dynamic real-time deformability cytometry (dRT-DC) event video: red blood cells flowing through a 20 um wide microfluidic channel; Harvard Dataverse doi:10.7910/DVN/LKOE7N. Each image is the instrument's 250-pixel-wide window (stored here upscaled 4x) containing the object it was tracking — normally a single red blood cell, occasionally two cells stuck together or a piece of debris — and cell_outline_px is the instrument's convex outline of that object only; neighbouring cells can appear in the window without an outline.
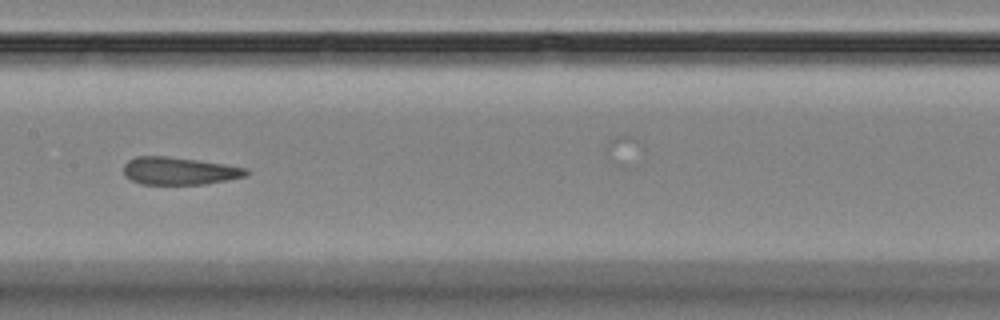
{"species": "Egyptian fruit bat (a non-hibernating species)", "species_latin": "Rousettus aegyptiacus", "temperature_condition": "room temperature", "stored_images_in_passage": 7, "camera_frame_rate_fps": 3000, "um_per_image_px": 0.085, "animal": {"sex": "female"}, "frame": {"image": 1, "passage_image": 5, "time_ms": 4.667, "image_size_px": [1000, 320], "cell_outline_px": [[248, 176], [228, 180], [204, 184], [140, 184], [124, 176], [124, 164], [128, 160], [136, 156], [168, 156], [224, 164], [248, 168]], "centroid_in_image_um": [15.23, 14.53], "position_along_channel_um": 192.2, "area_um2": 19.77}}
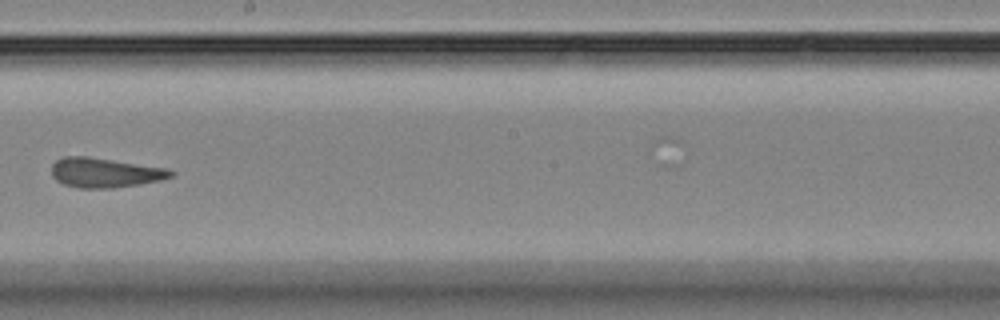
{"frame": {"image": 2, "passage_image": 6, "time_ms": 6.0, "image_size_px": [1000, 320], "cell_outline_px": [[176, 172], [172, 176], [160, 180], [140, 184], [116, 188], [76, 188], [64, 184], [56, 180], [52, 176], [52, 164], [56, 160], [64, 156], [88, 156], [168, 168]], "centroid_in_image_um": [8.92, 14.67], "position_along_channel_um": 239.3, "area_um2": 20.81}}
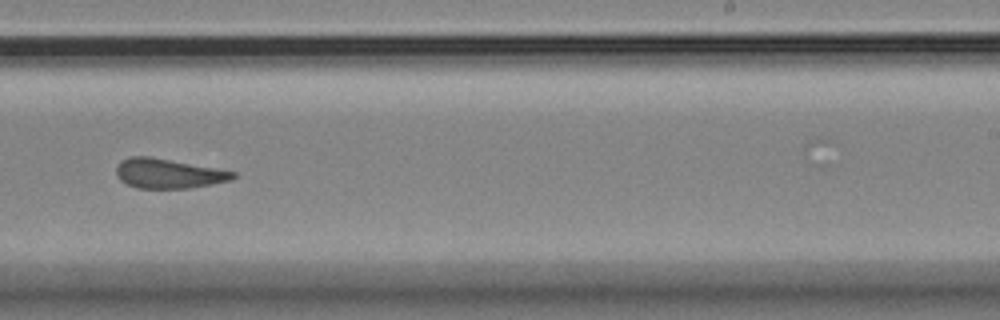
{"frame": {"image": 3, "passage_image": 7, "time_ms": 7.0, "image_size_px": [1000, 320], "cell_outline_px": [[236, 176], [232, 180], [212, 184], [188, 188], [136, 188], [120, 180], [116, 176], [116, 168], [124, 160], [132, 156], [148, 156], [216, 168], [236, 172]], "centroid_in_image_um": [14.33, 14.76], "position_along_channel_um": 274.7, "area_um2": 19.94}}